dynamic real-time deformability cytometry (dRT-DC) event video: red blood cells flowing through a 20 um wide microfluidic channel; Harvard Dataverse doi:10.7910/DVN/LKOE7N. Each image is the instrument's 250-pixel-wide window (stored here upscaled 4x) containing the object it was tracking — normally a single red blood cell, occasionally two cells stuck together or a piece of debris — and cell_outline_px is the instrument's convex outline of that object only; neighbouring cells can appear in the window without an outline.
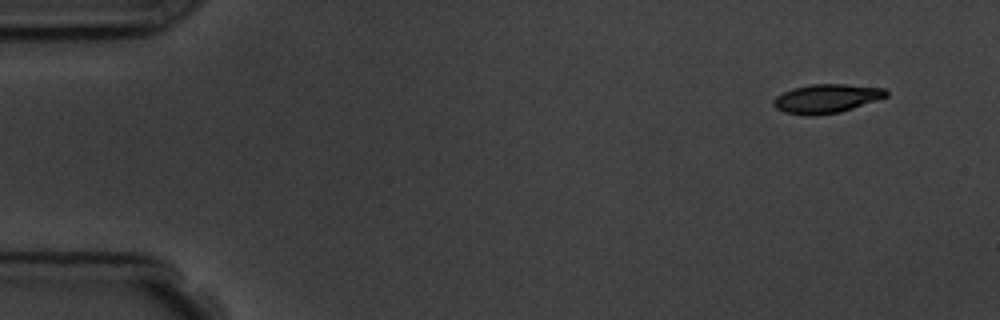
{"species": "common noctule bat (a hibernating species)", "species_latin": "Nyctalus noctula", "temperature_condition": "room temperature", "stored_images_in_passage": 5, "camera_frame_rate_fps": 3000, "um_per_image_px": 0.085, "animal": {"sex": "male", "body_mass_g": 19.5, "forearm_length_mm": 54.6}, "frame": {"image": 1, "passage_image": 1, "time_ms": 0.0, "image_size_px": [1000, 320], "cell_outline_px": [[888, 96], [840, 112], [816, 116], [804, 116], [784, 112], [776, 108], [772, 104], [772, 100], [776, 96], [792, 88], [812, 84], [844, 84], [884, 88], [888, 92]], "centroid_in_image_um": [70.21, 8.39], "position_along_channel_um": 14.8, "area_um2": 19.02}}
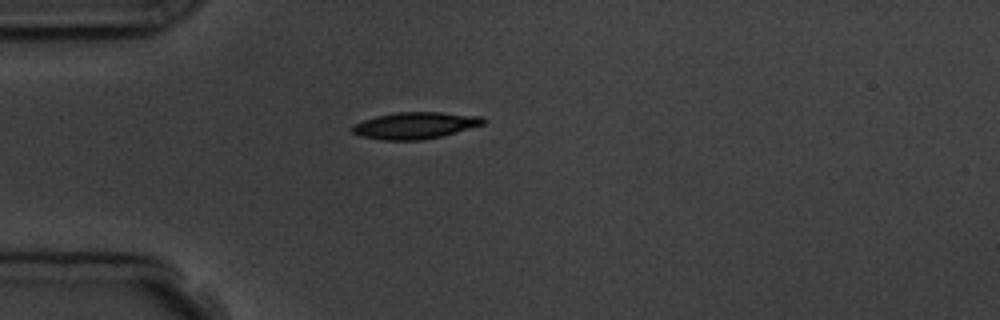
{"frame": {"image": 2, "passage_image": 4, "time_ms": 3.667, "image_size_px": [1000, 320], "cell_outline_px": [[484, 124], [444, 136], [424, 140], [380, 140], [360, 136], [352, 132], [352, 124], [376, 116], [396, 112], [440, 112], [480, 116], [484, 120]], "centroid_in_image_um": [35.26, 10.67], "position_along_channel_um": 49.7, "area_um2": 20.46}}